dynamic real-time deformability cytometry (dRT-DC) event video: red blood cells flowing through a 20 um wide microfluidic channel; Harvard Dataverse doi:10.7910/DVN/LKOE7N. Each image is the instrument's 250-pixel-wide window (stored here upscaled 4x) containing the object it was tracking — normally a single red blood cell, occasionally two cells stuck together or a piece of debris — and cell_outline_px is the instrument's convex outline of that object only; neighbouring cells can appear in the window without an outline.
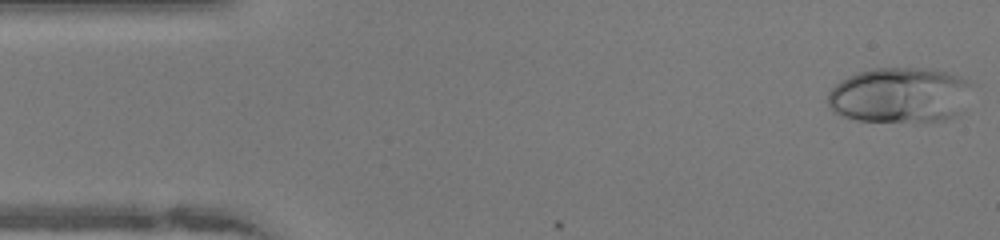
{"species": "human", "species_latin": "Homo sapiens", "temperature_condition": "warm", "stored_images_in_passage": 48, "camera_frame_rate_fps": 3000, "um_per_image_px": 0.085, "donor": {"sex": "female"}, "frame": {"image": 1, "passage_image": 1, "time_ms": 0.0, "image_size_px": [1000, 240], "cell_outline_px": [[976, 84], [960, 112], [956, 116], [944, 120], [856, 120], [832, 112], [828, 104], [828, 92], [836, 84], [848, 76], [872, 68], [932, 68], [948, 72], [960, 76]], "centroid_in_image_um": [76.53, 8.05], "position_along_channel_um": 8.5, "area_um2": 46.64}}
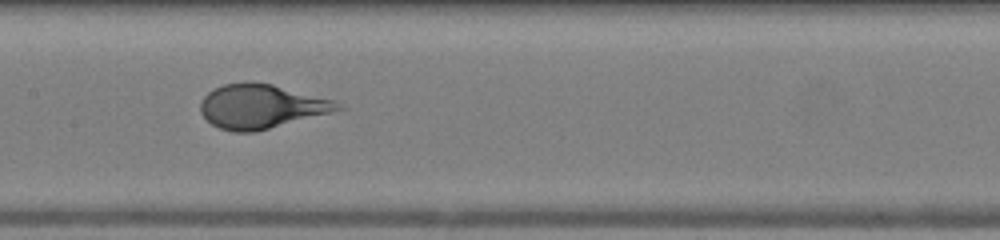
{"frame": {"image": 2, "passage_image": 22, "time_ms": 7.0, "image_size_px": [1000, 240], "cell_outline_px": [[344, 108], [332, 112], [252, 132], [232, 132], [220, 128], [212, 124], [200, 112], [200, 100], [208, 92], [224, 84], [248, 80], [272, 84], [332, 100], [340, 104]], "centroid_in_image_um": [22.14, 9.03], "position_along_channel_um": 185.3, "area_um2": 34.91}}
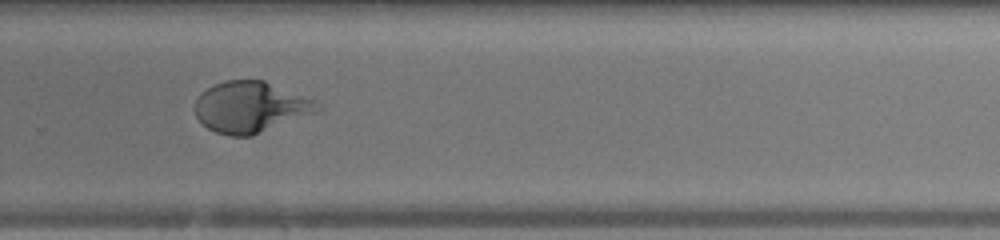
{"frame": {"image": 3, "passage_image": 31, "time_ms": 10.0, "image_size_px": [1000, 240], "cell_outline_px": [[324, 108], [320, 112], [252, 136], [228, 136], [216, 132], [208, 128], [196, 116], [196, 100], [200, 92], [212, 84], [224, 80], [264, 80], [316, 100]], "centroid_in_image_um": [21.35, 9.1], "position_along_channel_um": 308.4, "area_um2": 36.93}, "authors_computed_cell_mechanics": {"area_um2": 36.5007, "velocity_mm_per_s": 4.1311, "shape_relaxation_time_tau1_ms": 3.3348, "shape_relaxation_time_tau2_ms": null, "deformation_change_tau1": 0.2233, "deformation_change_tau2": null}}